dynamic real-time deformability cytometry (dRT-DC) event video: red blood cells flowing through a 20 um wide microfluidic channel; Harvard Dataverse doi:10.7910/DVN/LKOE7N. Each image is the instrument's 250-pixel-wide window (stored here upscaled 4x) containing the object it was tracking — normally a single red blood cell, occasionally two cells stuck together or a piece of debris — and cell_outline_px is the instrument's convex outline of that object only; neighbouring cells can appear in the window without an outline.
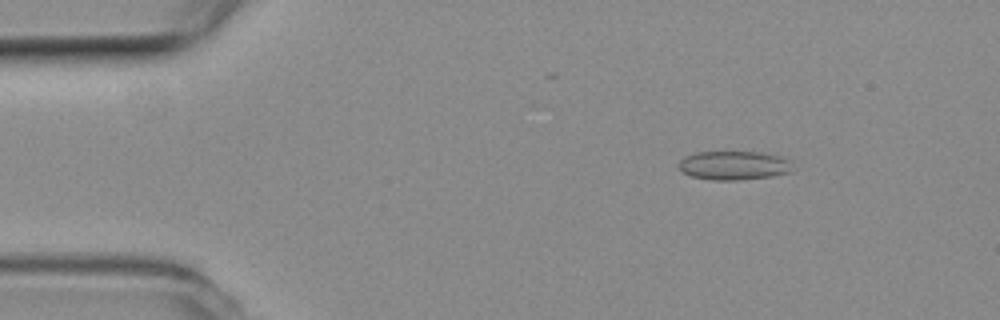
{"species": "common noctule bat (a hibernating species)", "species_latin": "Nyctalus noctula", "temperature_condition": "room temperature", "stored_images_in_passage": 50, "camera_frame_rate_fps": 3000, "um_per_image_px": 0.085, "animal": {"sex": "female", "body_mass_g": 19.3, "forearm_length_mm": 54.1}, "frame": {"image": 1, "passage_image": 4, "time_ms": 1.0, "image_size_px": [1000, 320], "cell_outline_px": [[796, 168], [792, 172], [772, 176], [740, 180], [712, 180], [692, 176], [684, 172], [676, 164], [684, 156], [696, 152], [764, 152], [780, 156], [792, 160]], "centroid_in_image_um": [62.46, 14.05], "position_along_channel_um": 22.5, "area_um2": 19.59}}
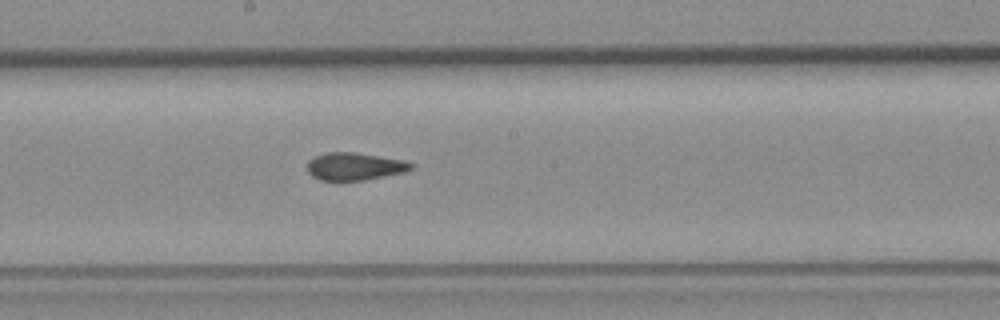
{"frame": {"image": 2, "passage_image": 25, "time_ms": 8.0, "image_size_px": [1000, 320], "cell_outline_px": [[416, 168], [404, 172], [364, 180], [320, 180], [312, 176], [308, 172], [308, 160], [324, 152], [356, 152], [404, 160], [416, 164]], "centroid_in_image_um": [30.18, 14.13], "position_along_channel_um": 218.0, "area_um2": 16.82}}
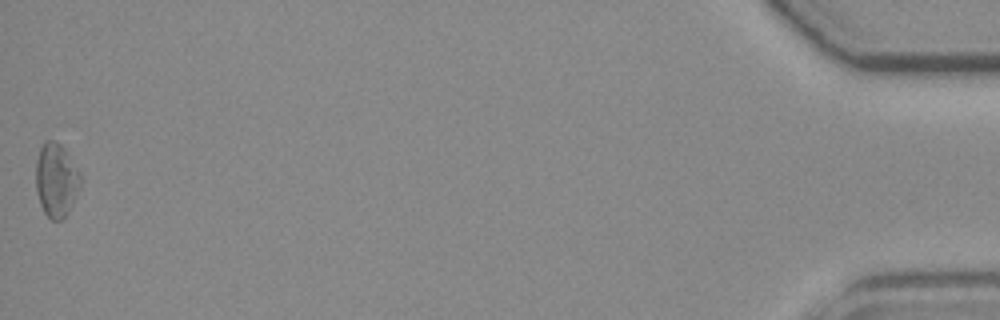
{"frame": {"image": 3, "passage_image": 50, "time_ms": 16.333, "image_size_px": [1000, 320], "cell_outline_px": [[80, 184], [64, 216], [60, 220], [52, 220], [44, 212], [40, 204], [36, 192], [36, 160], [40, 148], [44, 140], [56, 140], [64, 148], [80, 172]], "centroid_in_image_um": [4.73, 15.24], "position_along_channel_um": 430.5, "area_um2": 18.79}, "authors_computed_cell_mechanics": {"area_um2": 17.4267, "velocity_mm_per_s": 3.8173, "shape_relaxation_time_tau1_ms": null, "shape_relaxation_time_tau2_ms": 2.0035, "deformation_change_tau1": null, "deformation_change_tau2": 0.0564}}